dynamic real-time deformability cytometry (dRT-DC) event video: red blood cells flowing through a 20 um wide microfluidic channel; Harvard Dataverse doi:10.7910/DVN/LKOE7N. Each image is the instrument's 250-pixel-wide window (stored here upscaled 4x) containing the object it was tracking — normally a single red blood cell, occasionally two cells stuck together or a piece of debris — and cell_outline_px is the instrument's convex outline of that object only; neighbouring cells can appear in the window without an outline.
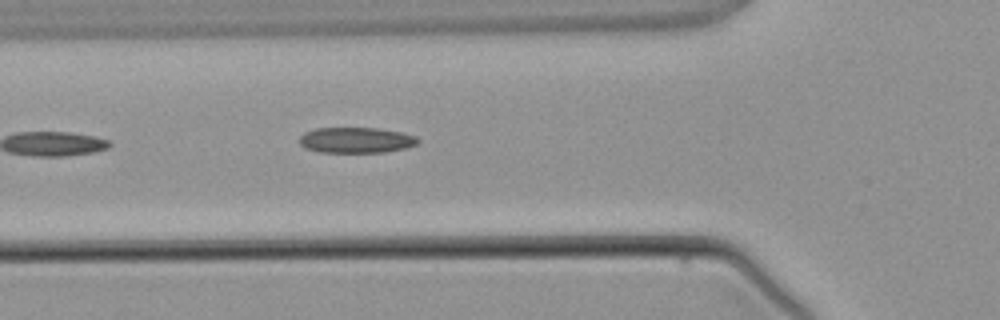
{"species": "common noctule bat (a hibernating species)", "species_latin": "Nyctalus noctula", "temperature_condition": "warm", "stored_images_in_passage": 2, "camera_frame_rate_fps": 3000, "um_per_image_px": 0.085, "animal": {"sex": "male", "body_mass_g": 21.5, "forearm_length_mm": 52.0}, "frame": {"image": 1, "passage_image": 2, "time_ms": 1.333, "image_size_px": [1000, 320], "cell_outline_px": [[420, 140], [416, 144], [404, 148], [384, 152], [320, 152], [304, 148], [300, 144], [300, 136], [304, 132], [316, 128], [376, 128], [400, 132], [416, 136]], "centroid_in_image_um": [30.24, 11.91], "position_along_channel_um": 95.6, "area_um2": 17.63}}